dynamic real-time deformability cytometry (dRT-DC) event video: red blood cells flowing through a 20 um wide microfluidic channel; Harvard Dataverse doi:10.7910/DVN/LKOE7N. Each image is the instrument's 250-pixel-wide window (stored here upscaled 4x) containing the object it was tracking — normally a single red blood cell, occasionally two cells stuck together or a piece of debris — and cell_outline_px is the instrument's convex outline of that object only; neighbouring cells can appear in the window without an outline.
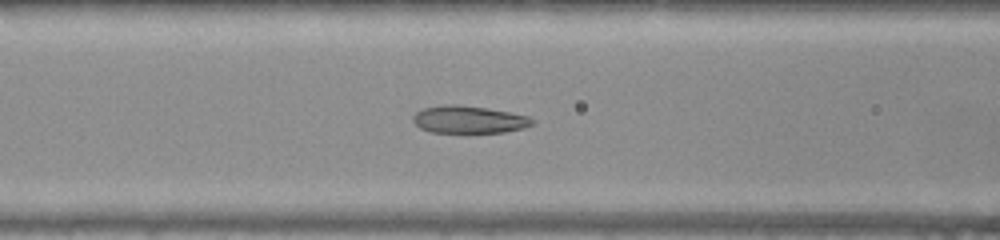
{"species": "common noctule bat (a hibernating species)", "species_latin": "Nyctalus noctula", "temperature_condition": "warm", "stored_images_in_passage": 42, "camera_frame_rate_fps": 3000, "um_per_image_px": 0.085, "animal": {"sex": "female", "body_mass_g": 22.0, "forearm_length_mm": 56.7}, "frame": {"image": 1, "passage_image": 11, "time_ms": 3.333, "image_size_px": [1000, 240], "cell_outline_px": [[536, 124], [524, 128], [504, 132], [432, 132], [420, 128], [412, 120], [412, 116], [416, 112], [424, 108], [444, 104], [456, 104], [488, 108], [528, 116], [536, 120]], "centroid_in_image_um": [39.88, 10.15], "position_along_channel_um": 126.7, "area_um2": 19.13}}
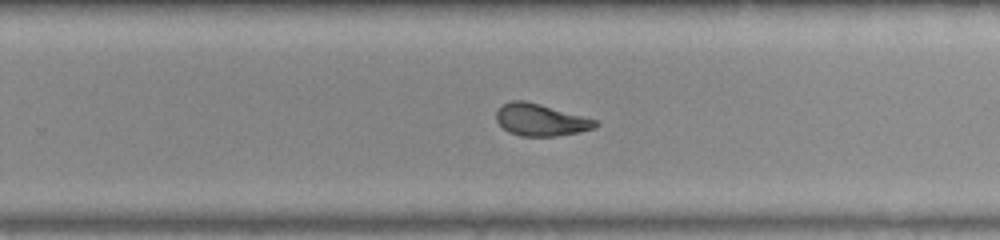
{"frame": {"image": 2, "passage_image": 23, "time_ms": 7.333, "image_size_px": [1000, 240], "cell_outline_px": [[600, 124], [592, 128], [580, 132], [556, 136], [520, 136], [508, 132], [496, 120], [496, 112], [504, 104], [512, 100], [524, 100], [540, 104], [596, 120]], "centroid_in_image_um": [45.94, 10.2], "position_along_channel_um": 283.9, "area_um2": 18.26}}
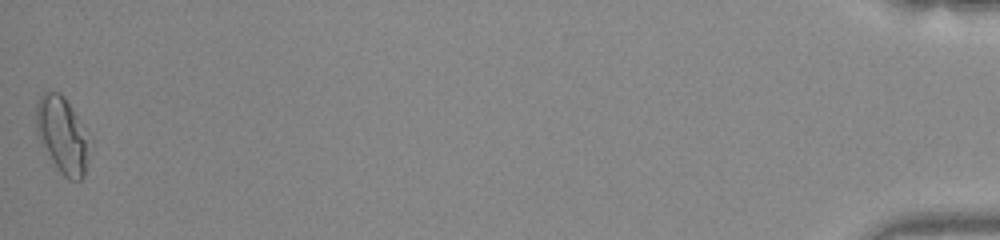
{"frame": {"image": 3, "passage_image": 42, "time_ms": 13.667, "image_size_px": [1000, 240], "cell_outline_px": [[84, 176], [80, 180], [68, 180], [60, 172], [52, 160], [36, 132], [36, 104], [40, 96], [44, 92], [60, 92], [64, 96], [76, 116], [84, 140]], "centroid_in_image_um": [5.17, 11.43], "position_along_channel_um": 430.0, "area_um2": 21.85}, "authors_computed_cell_mechanics": {"area_um2": 19.2185, "velocity_mm_per_s": 3.9394, "shape_relaxation_time_tau1_ms": 5.4106, "shape_relaxation_time_tau2_ms": 0.9863, "deformation_change_tau1": 0.1982, "deformation_change_tau2": 0.0644}}